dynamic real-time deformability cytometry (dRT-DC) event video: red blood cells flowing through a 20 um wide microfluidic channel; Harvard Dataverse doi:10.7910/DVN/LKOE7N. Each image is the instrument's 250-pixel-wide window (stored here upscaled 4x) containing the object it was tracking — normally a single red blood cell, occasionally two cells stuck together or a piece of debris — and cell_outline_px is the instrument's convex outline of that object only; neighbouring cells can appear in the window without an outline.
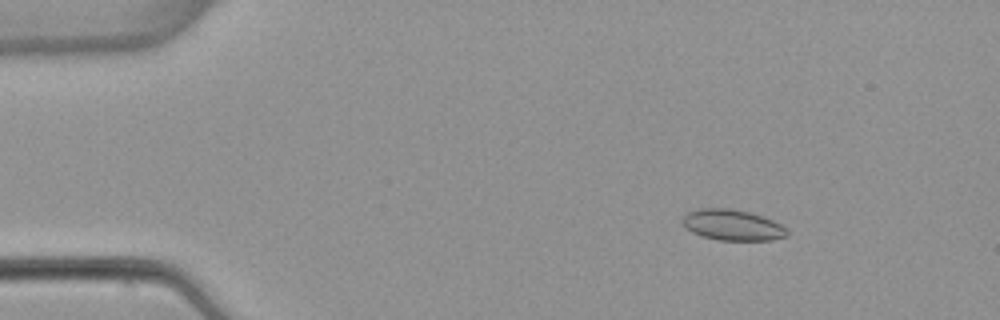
{"species": "common noctule bat (a hibernating species)", "species_latin": "Nyctalus noctula", "temperature_condition": "warm", "stored_images_in_passage": 4, "camera_frame_rate_fps": 3000, "um_per_image_px": 0.085, "animal": {"sex": "female", "body_mass_g": 22.7, "forearm_length_mm": 54.2}, "frame": {"image": 1, "passage_image": 2, "time_ms": 1.333, "image_size_px": [1000, 320], "cell_outline_px": [[788, 236], [772, 240], [720, 240], [704, 236], [692, 232], [680, 220], [688, 212], [700, 208], [728, 208], [748, 212], [764, 216], [780, 224], [788, 232]], "centroid_in_image_um": [62.27, 19.12], "position_along_channel_um": 22.7, "area_um2": 18.61}}
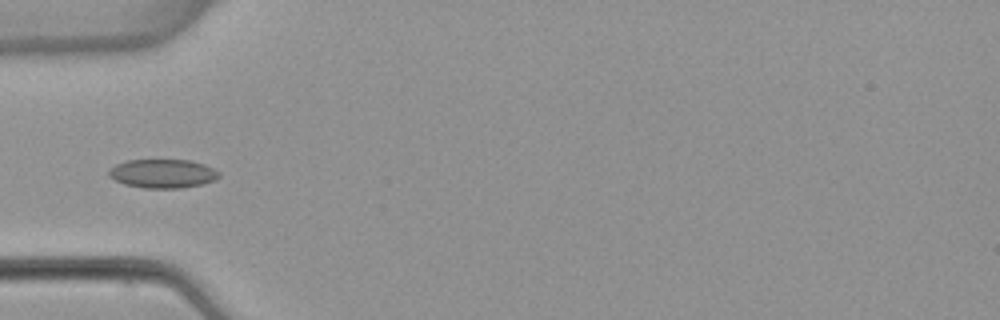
{"frame": {"image": 2, "passage_image": 4, "time_ms": 4.667, "image_size_px": [1000, 320], "cell_outline_px": [[220, 176], [216, 180], [200, 184], [180, 188], [144, 188], [124, 184], [108, 176], [108, 172], [116, 164], [128, 160], [192, 160], [204, 164], [220, 172]], "centroid_in_image_um": [13.85, 14.75], "position_along_channel_um": 71.2, "area_um2": 18.44}}